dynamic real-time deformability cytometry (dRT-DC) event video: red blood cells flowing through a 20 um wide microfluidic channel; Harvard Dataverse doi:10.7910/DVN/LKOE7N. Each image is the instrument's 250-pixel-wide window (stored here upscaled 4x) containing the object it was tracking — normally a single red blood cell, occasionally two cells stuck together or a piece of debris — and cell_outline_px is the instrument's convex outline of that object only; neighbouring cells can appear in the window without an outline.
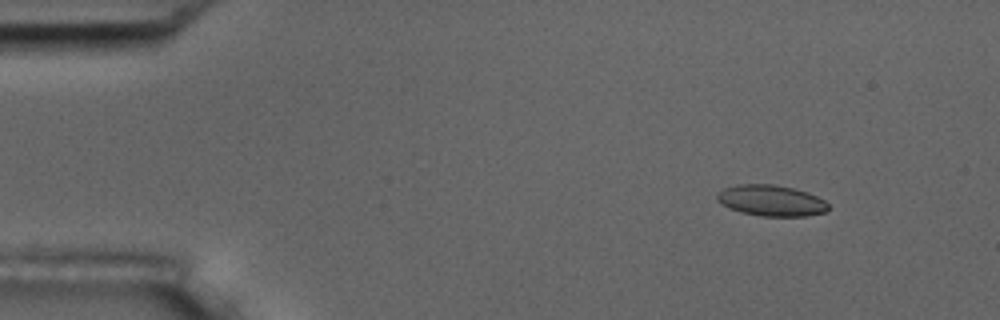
{"species": "common noctule bat (a hibernating species)", "species_latin": "Nyctalus noctula", "temperature_condition": "room temperature", "stored_images_in_passage": 5, "camera_frame_rate_fps": 3000, "um_per_image_px": 0.085, "animal": {"sex": "male", "body_mass_g": 17.5, "forearm_length_mm": 52.3}, "frame": {"image": 1, "passage_image": 2, "time_ms": 1.333, "image_size_px": [1000, 320], "cell_outline_px": [[828, 212], [804, 216], [760, 216], [740, 212], [716, 200], [716, 196], [724, 188], [740, 184], [772, 184], [792, 188], [808, 192], [824, 200], [828, 204]], "centroid_in_image_um": [65.58, 17.05], "position_along_channel_um": 19.4, "area_um2": 19.94}}